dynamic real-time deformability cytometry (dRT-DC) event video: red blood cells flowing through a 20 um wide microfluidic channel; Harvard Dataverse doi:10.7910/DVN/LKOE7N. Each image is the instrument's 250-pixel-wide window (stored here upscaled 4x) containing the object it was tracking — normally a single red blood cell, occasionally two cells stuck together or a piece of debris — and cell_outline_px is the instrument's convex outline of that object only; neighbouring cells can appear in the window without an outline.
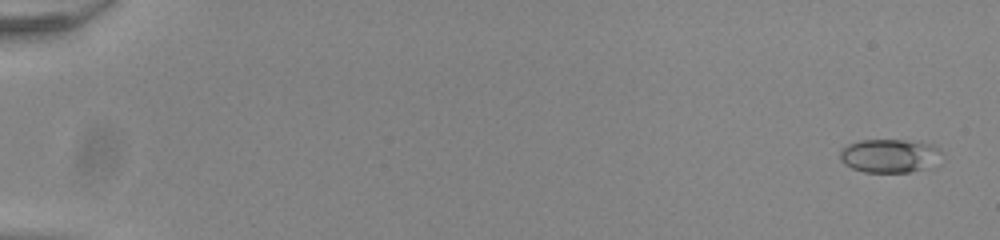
{"species": "common noctule bat (a hibernating species)", "species_latin": "Nyctalus noctula", "temperature_condition": "room temperature", "stored_images_in_passage": 55, "camera_frame_rate_fps": 3000, "um_per_image_px": 0.085, "animal": {"sex": "male", "body_mass_g": 20.0, "forearm_length_mm": 53.3}, "frame": {"image": 1, "passage_image": 3, "time_ms": 0.667, "image_size_px": [1000, 240], "cell_outline_px": [[940, 164], [908, 172], [864, 172], [852, 168], [844, 164], [840, 160], [840, 148], [848, 144], [860, 140], [904, 140], [932, 144], [940, 148]], "centroid_in_image_um": [75.61, 13.24], "position_along_channel_um": 9.4, "area_um2": 20.11}}
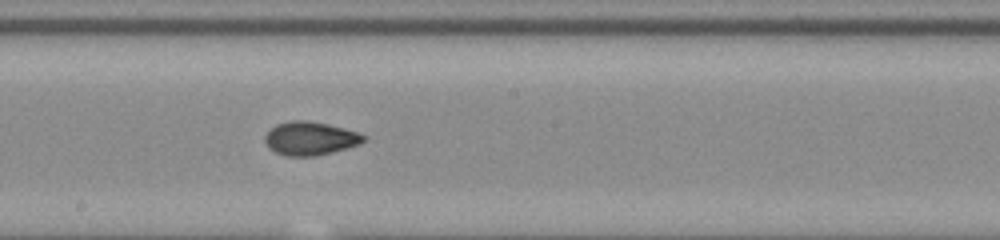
{"frame": {"image": 2, "passage_image": 33, "time_ms": 10.667, "image_size_px": [1000, 240], "cell_outline_px": [[364, 140], [360, 144], [348, 148], [316, 156], [284, 156], [268, 148], [264, 140], [264, 136], [276, 124], [292, 120], [308, 120], [328, 124], [356, 132], [364, 136]], "centroid_in_image_um": [26.33, 11.77], "position_along_channel_um": 221.9, "area_um2": 19.19}}
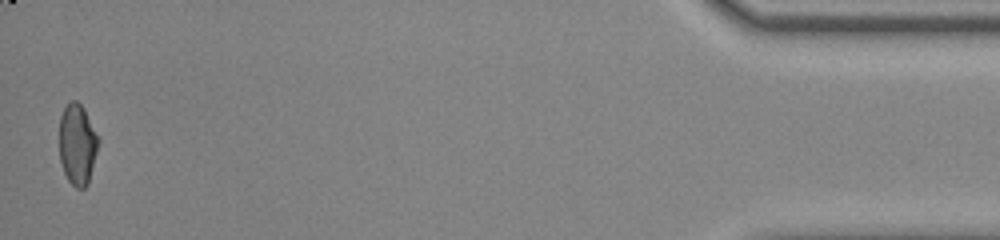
{"frame": {"image": 3, "passage_image": 55, "time_ms": 18.0, "image_size_px": [1000, 240], "cell_outline_px": [[100, 140], [88, 184], [84, 188], [76, 188], [68, 180], [64, 172], [60, 160], [60, 116], [64, 108], [72, 100], [76, 100], [84, 108], [100, 136]], "centroid_in_image_um": [6.6, 12.26], "position_along_channel_um": 428.6, "area_um2": 18.55}, "authors_computed_cell_mechanics": {"area_um2": 18.496, "velocity_mm_per_s": 3.9098, "shape_relaxation_time_tau1_ms": null, "shape_relaxation_time_tau2_ms": 1.5125, "deformation_change_tau1": null, "deformation_change_tau2": 0.0557}}